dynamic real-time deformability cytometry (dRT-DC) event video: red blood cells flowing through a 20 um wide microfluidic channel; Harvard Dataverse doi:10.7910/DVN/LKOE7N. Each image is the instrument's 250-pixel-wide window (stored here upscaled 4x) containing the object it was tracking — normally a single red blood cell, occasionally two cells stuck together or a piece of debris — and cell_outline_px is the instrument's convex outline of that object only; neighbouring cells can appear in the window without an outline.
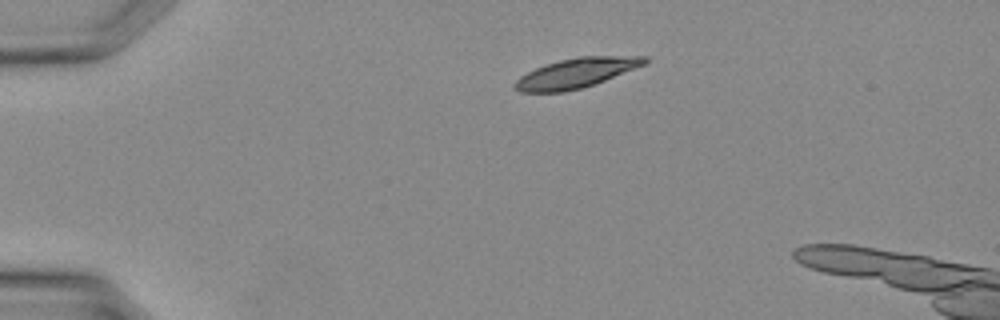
{"species": "Egyptian fruit bat (a non-hibernating species)", "species_latin": "Rousettus aegyptiacus", "temperature_condition": "warm", "stored_images_in_passage": 5, "camera_frame_rate_fps": 3000, "um_per_image_px": 0.085, "animal": {"sex": "female"}, "frame": {"image": 1, "passage_image": 1, "time_ms": 0.0, "image_size_px": [1000, 320], "cell_outline_px": [[648, 60], [644, 64], [604, 80], [580, 88], [564, 92], [520, 92], [516, 88], [516, 80], [520, 76], [544, 64], [560, 60], [580, 56], [648, 56]], "centroid_in_image_um": [48.96, 6.2], "position_along_channel_um": 36.0, "area_um2": 21.96}}